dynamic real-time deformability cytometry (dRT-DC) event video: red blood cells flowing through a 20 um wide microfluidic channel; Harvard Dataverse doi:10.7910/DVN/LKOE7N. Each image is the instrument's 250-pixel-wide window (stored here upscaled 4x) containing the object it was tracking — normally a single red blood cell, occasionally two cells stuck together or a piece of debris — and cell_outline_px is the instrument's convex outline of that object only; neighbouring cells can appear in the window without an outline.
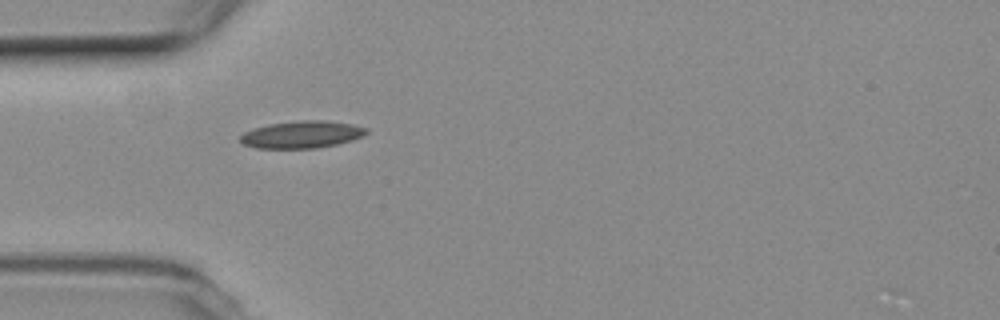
{"species": "common noctule bat (a hibernating species)", "species_latin": "Nyctalus noctula", "temperature_condition": "room temperature", "stored_images_in_passage": 40, "camera_frame_rate_fps": 3000, "um_per_image_px": 0.085, "animal": {"sex": "female", "body_mass_g": 19.3, "forearm_length_mm": 54.1}, "frame": {"image": 1, "passage_image": 1, "time_ms": 0.0, "image_size_px": [1000, 320], "cell_outline_px": [[368, 132], [352, 140], [336, 144], [316, 148], [256, 148], [244, 144], [240, 140], [240, 136], [244, 132], [252, 128], [268, 124], [304, 120], [324, 120], [352, 124], [368, 128]], "centroid_in_image_um": [25.64, 11.43], "position_along_channel_um": 59.4, "area_um2": 19.88}}
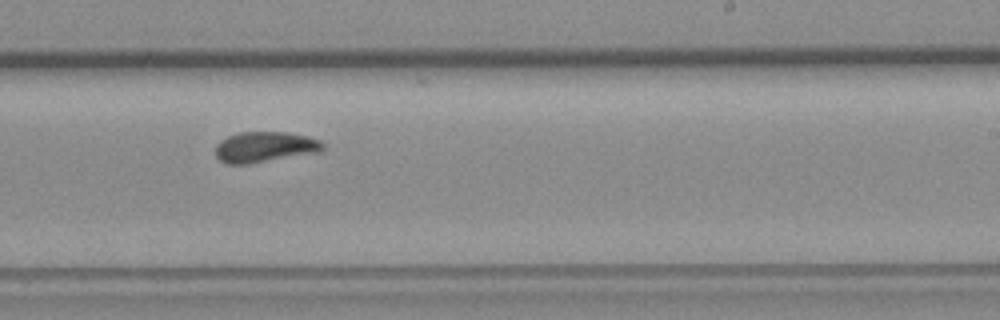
{"frame": {"image": 2, "passage_image": 18, "time_ms": 5.667, "image_size_px": [1000, 320], "cell_outline_px": [[324, 148], [320, 152], [248, 164], [228, 164], [220, 160], [216, 156], [216, 144], [220, 140], [228, 136], [240, 132], [288, 132], [308, 136], [320, 140], [324, 144]], "centroid_in_image_um": [22.52, 12.49], "position_along_channel_um": 266.5, "area_um2": 19.25}}
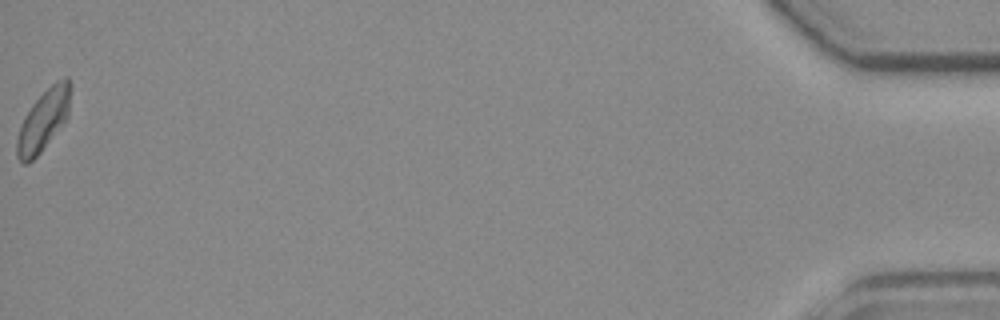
{"frame": {"image": 3, "passage_image": 40, "time_ms": 13.0, "image_size_px": [1000, 320], "cell_outline_px": [[72, 84], [68, 116], [64, 124], [40, 152], [28, 164], [24, 164], [16, 156], [16, 140], [20, 124], [24, 116], [32, 104], [56, 80], [64, 76], [68, 76]], "centroid_in_image_um": [3.71, 10.19], "position_along_channel_um": 431.5, "area_um2": 19.36}, "authors_computed_cell_mechanics": {"area_um2": 18.785, "velocity_mm_per_s": 3.7023, "shape_relaxation_time_tau1_ms": 4.913, "shape_relaxation_time_tau2_ms": 1.2651, "deformation_change_tau1": 0.1308, "deformation_change_tau2": 0.0699}}